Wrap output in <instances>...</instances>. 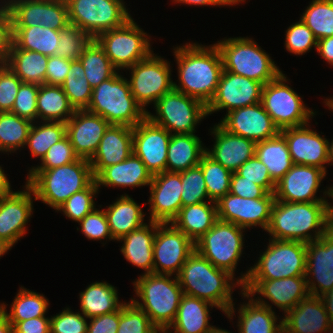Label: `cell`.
Wrapping results in <instances>:
<instances>
[{"label": "cell", "instance_id": "obj_1", "mask_svg": "<svg viewBox=\"0 0 333 333\" xmlns=\"http://www.w3.org/2000/svg\"><path fill=\"white\" fill-rule=\"evenodd\" d=\"M177 62L178 80L174 89L196 98L206 106L217 90L223 62L217 46L186 43L173 49Z\"/></svg>", "mask_w": 333, "mask_h": 333}, {"label": "cell", "instance_id": "obj_2", "mask_svg": "<svg viewBox=\"0 0 333 333\" xmlns=\"http://www.w3.org/2000/svg\"><path fill=\"white\" fill-rule=\"evenodd\" d=\"M330 202H283L275 200L267 232L271 239L310 243L332 226ZM313 233H312V232Z\"/></svg>", "mask_w": 333, "mask_h": 333}, {"label": "cell", "instance_id": "obj_3", "mask_svg": "<svg viewBox=\"0 0 333 333\" xmlns=\"http://www.w3.org/2000/svg\"><path fill=\"white\" fill-rule=\"evenodd\" d=\"M228 271L215 267L195 250L187 258L177 275L183 294L205 300L222 310L232 319L236 312L233 303V288L242 284L233 279ZM236 285V286H235Z\"/></svg>", "mask_w": 333, "mask_h": 333}, {"label": "cell", "instance_id": "obj_4", "mask_svg": "<svg viewBox=\"0 0 333 333\" xmlns=\"http://www.w3.org/2000/svg\"><path fill=\"white\" fill-rule=\"evenodd\" d=\"M27 175L26 184L34 192L33 199L54 210L95 180L89 160L82 158L52 169H29Z\"/></svg>", "mask_w": 333, "mask_h": 333}, {"label": "cell", "instance_id": "obj_5", "mask_svg": "<svg viewBox=\"0 0 333 333\" xmlns=\"http://www.w3.org/2000/svg\"><path fill=\"white\" fill-rule=\"evenodd\" d=\"M142 274L133 282L136 297L131 301L142 309L156 327H169L174 321L183 290L177 276Z\"/></svg>", "mask_w": 333, "mask_h": 333}, {"label": "cell", "instance_id": "obj_6", "mask_svg": "<svg viewBox=\"0 0 333 333\" xmlns=\"http://www.w3.org/2000/svg\"><path fill=\"white\" fill-rule=\"evenodd\" d=\"M86 111L100 115L110 125L135 127L147 115L131 93L127 78L118 72L92 90Z\"/></svg>", "mask_w": 333, "mask_h": 333}, {"label": "cell", "instance_id": "obj_7", "mask_svg": "<svg viewBox=\"0 0 333 333\" xmlns=\"http://www.w3.org/2000/svg\"><path fill=\"white\" fill-rule=\"evenodd\" d=\"M220 51L223 70L247 77L264 85L282 71L270 55L248 37L223 39L215 43Z\"/></svg>", "mask_w": 333, "mask_h": 333}, {"label": "cell", "instance_id": "obj_8", "mask_svg": "<svg viewBox=\"0 0 333 333\" xmlns=\"http://www.w3.org/2000/svg\"><path fill=\"white\" fill-rule=\"evenodd\" d=\"M267 249L258 262L238 279L242 285L247 280H275L305 276L306 243L300 241L269 239Z\"/></svg>", "mask_w": 333, "mask_h": 333}, {"label": "cell", "instance_id": "obj_9", "mask_svg": "<svg viewBox=\"0 0 333 333\" xmlns=\"http://www.w3.org/2000/svg\"><path fill=\"white\" fill-rule=\"evenodd\" d=\"M287 76L281 72L263 86L261 104L279 130L310 123L316 111L303 103L297 92L288 86Z\"/></svg>", "mask_w": 333, "mask_h": 333}, {"label": "cell", "instance_id": "obj_10", "mask_svg": "<svg viewBox=\"0 0 333 333\" xmlns=\"http://www.w3.org/2000/svg\"><path fill=\"white\" fill-rule=\"evenodd\" d=\"M149 38L147 32L130 18L123 26L100 33L95 40L118 71L132 67L154 52Z\"/></svg>", "mask_w": 333, "mask_h": 333}, {"label": "cell", "instance_id": "obj_11", "mask_svg": "<svg viewBox=\"0 0 333 333\" xmlns=\"http://www.w3.org/2000/svg\"><path fill=\"white\" fill-rule=\"evenodd\" d=\"M71 25L93 39L100 33L123 26L131 17L123 0H65Z\"/></svg>", "mask_w": 333, "mask_h": 333}, {"label": "cell", "instance_id": "obj_12", "mask_svg": "<svg viewBox=\"0 0 333 333\" xmlns=\"http://www.w3.org/2000/svg\"><path fill=\"white\" fill-rule=\"evenodd\" d=\"M154 108L156 115L147 112L146 117L171 135L195 133L198 123L208 116L204 103L175 89L164 94Z\"/></svg>", "mask_w": 333, "mask_h": 333}, {"label": "cell", "instance_id": "obj_13", "mask_svg": "<svg viewBox=\"0 0 333 333\" xmlns=\"http://www.w3.org/2000/svg\"><path fill=\"white\" fill-rule=\"evenodd\" d=\"M245 229L217 220L195 244V251L209 260L215 267L228 271L234 276L241 259Z\"/></svg>", "mask_w": 333, "mask_h": 333}, {"label": "cell", "instance_id": "obj_14", "mask_svg": "<svg viewBox=\"0 0 333 333\" xmlns=\"http://www.w3.org/2000/svg\"><path fill=\"white\" fill-rule=\"evenodd\" d=\"M126 70L131 71L130 80L127 79L131 93L146 113L148 104L155 105L164 94L174 89L170 62L157 54L151 53Z\"/></svg>", "mask_w": 333, "mask_h": 333}, {"label": "cell", "instance_id": "obj_15", "mask_svg": "<svg viewBox=\"0 0 333 333\" xmlns=\"http://www.w3.org/2000/svg\"><path fill=\"white\" fill-rule=\"evenodd\" d=\"M194 250V242L182 231L170 223L156 222L153 242V273L172 276L176 274L177 276Z\"/></svg>", "mask_w": 333, "mask_h": 333}, {"label": "cell", "instance_id": "obj_16", "mask_svg": "<svg viewBox=\"0 0 333 333\" xmlns=\"http://www.w3.org/2000/svg\"><path fill=\"white\" fill-rule=\"evenodd\" d=\"M274 202V193L256 199L227 193L216 202L217 216L219 220L231 222L243 229L259 226L266 231Z\"/></svg>", "mask_w": 333, "mask_h": 333}, {"label": "cell", "instance_id": "obj_17", "mask_svg": "<svg viewBox=\"0 0 333 333\" xmlns=\"http://www.w3.org/2000/svg\"><path fill=\"white\" fill-rule=\"evenodd\" d=\"M242 291L251 297L261 295L254 300L272 309V305L265 299H269L272 304L280 308L286 314L294 308L301 300L310 294L305 276H294L275 280H247L242 285ZM256 293V294H255Z\"/></svg>", "mask_w": 333, "mask_h": 333}, {"label": "cell", "instance_id": "obj_18", "mask_svg": "<svg viewBox=\"0 0 333 333\" xmlns=\"http://www.w3.org/2000/svg\"><path fill=\"white\" fill-rule=\"evenodd\" d=\"M263 83L222 71L214 97L207 105V114L226 109L230 112L237 108L261 102Z\"/></svg>", "mask_w": 333, "mask_h": 333}, {"label": "cell", "instance_id": "obj_19", "mask_svg": "<svg viewBox=\"0 0 333 333\" xmlns=\"http://www.w3.org/2000/svg\"><path fill=\"white\" fill-rule=\"evenodd\" d=\"M305 277L312 296L322 297L333 289V226L318 240L306 243Z\"/></svg>", "mask_w": 333, "mask_h": 333}, {"label": "cell", "instance_id": "obj_20", "mask_svg": "<svg viewBox=\"0 0 333 333\" xmlns=\"http://www.w3.org/2000/svg\"><path fill=\"white\" fill-rule=\"evenodd\" d=\"M171 134L145 117L133 127V153L152 175L166 171Z\"/></svg>", "mask_w": 333, "mask_h": 333}, {"label": "cell", "instance_id": "obj_21", "mask_svg": "<svg viewBox=\"0 0 333 333\" xmlns=\"http://www.w3.org/2000/svg\"><path fill=\"white\" fill-rule=\"evenodd\" d=\"M327 174L320 168L293 164L292 168L276 183L275 200L283 202H328L317 198L321 181Z\"/></svg>", "mask_w": 333, "mask_h": 333}, {"label": "cell", "instance_id": "obj_22", "mask_svg": "<svg viewBox=\"0 0 333 333\" xmlns=\"http://www.w3.org/2000/svg\"><path fill=\"white\" fill-rule=\"evenodd\" d=\"M149 186V221L171 223L182 207L181 173L164 171L155 174Z\"/></svg>", "mask_w": 333, "mask_h": 333}, {"label": "cell", "instance_id": "obj_23", "mask_svg": "<svg viewBox=\"0 0 333 333\" xmlns=\"http://www.w3.org/2000/svg\"><path fill=\"white\" fill-rule=\"evenodd\" d=\"M219 124L228 132L255 142L273 138L280 133L261 102L226 113Z\"/></svg>", "mask_w": 333, "mask_h": 333}, {"label": "cell", "instance_id": "obj_24", "mask_svg": "<svg viewBox=\"0 0 333 333\" xmlns=\"http://www.w3.org/2000/svg\"><path fill=\"white\" fill-rule=\"evenodd\" d=\"M285 138L293 164L308 165L327 173L328 139L310 129L309 123L280 130Z\"/></svg>", "mask_w": 333, "mask_h": 333}, {"label": "cell", "instance_id": "obj_25", "mask_svg": "<svg viewBox=\"0 0 333 333\" xmlns=\"http://www.w3.org/2000/svg\"><path fill=\"white\" fill-rule=\"evenodd\" d=\"M24 188L0 198V239L12 247L26 234V224L33 214L34 192L26 183Z\"/></svg>", "mask_w": 333, "mask_h": 333}, {"label": "cell", "instance_id": "obj_26", "mask_svg": "<svg viewBox=\"0 0 333 333\" xmlns=\"http://www.w3.org/2000/svg\"><path fill=\"white\" fill-rule=\"evenodd\" d=\"M110 124L100 115L84 110H75L66 122L68 136L75 154L90 160Z\"/></svg>", "mask_w": 333, "mask_h": 333}, {"label": "cell", "instance_id": "obj_27", "mask_svg": "<svg viewBox=\"0 0 333 333\" xmlns=\"http://www.w3.org/2000/svg\"><path fill=\"white\" fill-rule=\"evenodd\" d=\"M283 333H333L321 297L309 295L282 318Z\"/></svg>", "mask_w": 333, "mask_h": 333}, {"label": "cell", "instance_id": "obj_28", "mask_svg": "<svg viewBox=\"0 0 333 333\" xmlns=\"http://www.w3.org/2000/svg\"><path fill=\"white\" fill-rule=\"evenodd\" d=\"M210 132L215 142L211 150L206 147V153L232 173L255 156V141L230 133L219 123Z\"/></svg>", "mask_w": 333, "mask_h": 333}, {"label": "cell", "instance_id": "obj_29", "mask_svg": "<svg viewBox=\"0 0 333 333\" xmlns=\"http://www.w3.org/2000/svg\"><path fill=\"white\" fill-rule=\"evenodd\" d=\"M133 153V127L110 125L89 160L96 177L105 167L121 163Z\"/></svg>", "mask_w": 333, "mask_h": 333}, {"label": "cell", "instance_id": "obj_30", "mask_svg": "<svg viewBox=\"0 0 333 333\" xmlns=\"http://www.w3.org/2000/svg\"><path fill=\"white\" fill-rule=\"evenodd\" d=\"M153 175L141 161L132 153L121 163L105 167L96 177V183L105 187H141L148 186Z\"/></svg>", "mask_w": 333, "mask_h": 333}, {"label": "cell", "instance_id": "obj_31", "mask_svg": "<svg viewBox=\"0 0 333 333\" xmlns=\"http://www.w3.org/2000/svg\"><path fill=\"white\" fill-rule=\"evenodd\" d=\"M156 234V222L149 221L133 230L118 241H123L121 253L132 265L143 269V274L153 273V242Z\"/></svg>", "mask_w": 333, "mask_h": 333}, {"label": "cell", "instance_id": "obj_32", "mask_svg": "<svg viewBox=\"0 0 333 333\" xmlns=\"http://www.w3.org/2000/svg\"><path fill=\"white\" fill-rule=\"evenodd\" d=\"M215 307L211 303L197 297L183 294L176 317L168 327L170 333H208L210 325L209 308Z\"/></svg>", "mask_w": 333, "mask_h": 333}, {"label": "cell", "instance_id": "obj_33", "mask_svg": "<svg viewBox=\"0 0 333 333\" xmlns=\"http://www.w3.org/2000/svg\"><path fill=\"white\" fill-rule=\"evenodd\" d=\"M217 220L216 202L207 201L181 207L179 213L170 224L182 231L195 243L213 227Z\"/></svg>", "mask_w": 333, "mask_h": 333}, {"label": "cell", "instance_id": "obj_34", "mask_svg": "<svg viewBox=\"0 0 333 333\" xmlns=\"http://www.w3.org/2000/svg\"><path fill=\"white\" fill-rule=\"evenodd\" d=\"M241 293L248 302L238 308V333H283L282 319L276 324L278 318L274 310L257 303L242 289Z\"/></svg>", "mask_w": 333, "mask_h": 333}, {"label": "cell", "instance_id": "obj_35", "mask_svg": "<svg viewBox=\"0 0 333 333\" xmlns=\"http://www.w3.org/2000/svg\"><path fill=\"white\" fill-rule=\"evenodd\" d=\"M133 198L126 193L105 209L110 232L114 240L143 226L145 214Z\"/></svg>", "mask_w": 333, "mask_h": 333}, {"label": "cell", "instance_id": "obj_36", "mask_svg": "<svg viewBox=\"0 0 333 333\" xmlns=\"http://www.w3.org/2000/svg\"><path fill=\"white\" fill-rule=\"evenodd\" d=\"M202 144L195 133L172 134L168 145L166 171L181 172L199 165L206 152Z\"/></svg>", "mask_w": 333, "mask_h": 333}, {"label": "cell", "instance_id": "obj_37", "mask_svg": "<svg viewBox=\"0 0 333 333\" xmlns=\"http://www.w3.org/2000/svg\"><path fill=\"white\" fill-rule=\"evenodd\" d=\"M81 313L88 319L121 309L117 288L105 282H94L79 294Z\"/></svg>", "mask_w": 333, "mask_h": 333}, {"label": "cell", "instance_id": "obj_38", "mask_svg": "<svg viewBox=\"0 0 333 333\" xmlns=\"http://www.w3.org/2000/svg\"><path fill=\"white\" fill-rule=\"evenodd\" d=\"M12 43L18 48L39 52L45 56H55L59 47L60 30L43 26H12Z\"/></svg>", "mask_w": 333, "mask_h": 333}, {"label": "cell", "instance_id": "obj_39", "mask_svg": "<svg viewBox=\"0 0 333 333\" xmlns=\"http://www.w3.org/2000/svg\"><path fill=\"white\" fill-rule=\"evenodd\" d=\"M255 157L266 165L275 183L293 166L286 140L280 133L273 138L256 142Z\"/></svg>", "mask_w": 333, "mask_h": 333}, {"label": "cell", "instance_id": "obj_40", "mask_svg": "<svg viewBox=\"0 0 333 333\" xmlns=\"http://www.w3.org/2000/svg\"><path fill=\"white\" fill-rule=\"evenodd\" d=\"M48 56L39 52L18 49L13 43L4 63L22 82L45 84Z\"/></svg>", "mask_w": 333, "mask_h": 333}, {"label": "cell", "instance_id": "obj_41", "mask_svg": "<svg viewBox=\"0 0 333 333\" xmlns=\"http://www.w3.org/2000/svg\"><path fill=\"white\" fill-rule=\"evenodd\" d=\"M37 120L67 122L75 109L61 86L39 85L37 94Z\"/></svg>", "mask_w": 333, "mask_h": 333}, {"label": "cell", "instance_id": "obj_42", "mask_svg": "<svg viewBox=\"0 0 333 333\" xmlns=\"http://www.w3.org/2000/svg\"><path fill=\"white\" fill-rule=\"evenodd\" d=\"M18 291L11 304L9 313L6 310V305L8 304H0V309L13 327L18 322L46 315L49 301L44 295L27 290L24 286H21Z\"/></svg>", "mask_w": 333, "mask_h": 333}, {"label": "cell", "instance_id": "obj_43", "mask_svg": "<svg viewBox=\"0 0 333 333\" xmlns=\"http://www.w3.org/2000/svg\"><path fill=\"white\" fill-rule=\"evenodd\" d=\"M89 85L94 88L101 82L113 77L117 69L110 62L104 49L93 39L79 58Z\"/></svg>", "mask_w": 333, "mask_h": 333}, {"label": "cell", "instance_id": "obj_44", "mask_svg": "<svg viewBox=\"0 0 333 333\" xmlns=\"http://www.w3.org/2000/svg\"><path fill=\"white\" fill-rule=\"evenodd\" d=\"M32 124L12 112H0V151L12 153L25 148Z\"/></svg>", "mask_w": 333, "mask_h": 333}, {"label": "cell", "instance_id": "obj_45", "mask_svg": "<svg viewBox=\"0 0 333 333\" xmlns=\"http://www.w3.org/2000/svg\"><path fill=\"white\" fill-rule=\"evenodd\" d=\"M37 122H33L25 146L33 157L42 160L50 147L66 136V123L43 121L38 126Z\"/></svg>", "mask_w": 333, "mask_h": 333}, {"label": "cell", "instance_id": "obj_46", "mask_svg": "<svg viewBox=\"0 0 333 333\" xmlns=\"http://www.w3.org/2000/svg\"><path fill=\"white\" fill-rule=\"evenodd\" d=\"M61 87L75 110H84L88 107L93 88L85 77L84 68L79 59L71 61L70 69Z\"/></svg>", "mask_w": 333, "mask_h": 333}, {"label": "cell", "instance_id": "obj_47", "mask_svg": "<svg viewBox=\"0 0 333 333\" xmlns=\"http://www.w3.org/2000/svg\"><path fill=\"white\" fill-rule=\"evenodd\" d=\"M301 20L317 40L333 36V0H312Z\"/></svg>", "mask_w": 333, "mask_h": 333}, {"label": "cell", "instance_id": "obj_48", "mask_svg": "<svg viewBox=\"0 0 333 333\" xmlns=\"http://www.w3.org/2000/svg\"><path fill=\"white\" fill-rule=\"evenodd\" d=\"M201 166L209 199L217 202L230 190L232 172L212 159L206 152L201 157Z\"/></svg>", "mask_w": 333, "mask_h": 333}, {"label": "cell", "instance_id": "obj_49", "mask_svg": "<svg viewBox=\"0 0 333 333\" xmlns=\"http://www.w3.org/2000/svg\"><path fill=\"white\" fill-rule=\"evenodd\" d=\"M98 191L94 180L87 188L71 195L56 211H62L67 218L79 222L96 208L94 197Z\"/></svg>", "mask_w": 333, "mask_h": 333}, {"label": "cell", "instance_id": "obj_50", "mask_svg": "<svg viewBox=\"0 0 333 333\" xmlns=\"http://www.w3.org/2000/svg\"><path fill=\"white\" fill-rule=\"evenodd\" d=\"M92 40L93 38L87 32L69 24L60 30L59 47L55 49V55L71 61L77 60Z\"/></svg>", "mask_w": 333, "mask_h": 333}, {"label": "cell", "instance_id": "obj_51", "mask_svg": "<svg viewBox=\"0 0 333 333\" xmlns=\"http://www.w3.org/2000/svg\"><path fill=\"white\" fill-rule=\"evenodd\" d=\"M182 207L211 201L207 194L206 183L200 165L181 171Z\"/></svg>", "mask_w": 333, "mask_h": 333}, {"label": "cell", "instance_id": "obj_52", "mask_svg": "<svg viewBox=\"0 0 333 333\" xmlns=\"http://www.w3.org/2000/svg\"><path fill=\"white\" fill-rule=\"evenodd\" d=\"M9 8L12 26H38L43 16V0H4Z\"/></svg>", "mask_w": 333, "mask_h": 333}, {"label": "cell", "instance_id": "obj_53", "mask_svg": "<svg viewBox=\"0 0 333 333\" xmlns=\"http://www.w3.org/2000/svg\"><path fill=\"white\" fill-rule=\"evenodd\" d=\"M155 327L148 315L131 300L120 309L117 333H149Z\"/></svg>", "mask_w": 333, "mask_h": 333}, {"label": "cell", "instance_id": "obj_54", "mask_svg": "<svg viewBox=\"0 0 333 333\" xmlns=\"http://www.w3.org/2000/svg\"><path fill=\"white\" fill-rule=\"evenodd\" d=\"M285 35V48L290 53L303 55L312 47L317 48L318 40L301 18L287 28Z\"/></svg>", "mask_w": 333, "mask_h": 333}, {"label": "cell", "instance_id": "obj_55", "mask_svg": "<svg viewBox=\"0 0 333 333\" xmlns=\"http://www.w3.org/2000/svg\"><path fill=\"white\" fill-rule=\"evenodd\" d=\"M39 85L22 82L15 99L12 113L32 122L37 120V94Z\"/></svg>", "mask_w": 333, "mask_h": 333}, {"label": "cell", "instance_id": "obj_56", "mask_svg": "<svg viewBox=\"0 0 333 333\" xmlns=\"http://www.w3.org/2000/svg\"><path fill=\"white\" fill-rule=\"evenodd\" d=\"M86 319L79 311L76 313L67 307L50 317V333H87Z\"/></svg>", "mask_w": 333, "mask_h": 333}, {"label": "cell", "instance_id": "obj_57", "mask_svg": "<svg viewBox=\"0 0 333 333\" xmlns=\"http://www.w3.org/2000/svg\"><path fill=\"white\" fill-rule=\"evenodd\" d=\"M21 83V79L9 66L0 62V112L12 111Z\"/></svg>", "mask_w": 333, "mask_h": 333}, {"label": "cell", "instance_id": "obj_58", "mask_svg": "<svg viewBox=\"0 0 333 333\" xmlns=\"http://www.w3.org/2000/svg\"><path fill=\"white\" fill-rule=\"evenodd\" d=\"M79 157L75 154L73 146L66 135L63 139L50 147L40 166L31 169H52L76 161Z\"/></svg>", "mask_w": 333, "mask_h": 333}, {"label": "cell", "instance_id": "obj_59", "mask_svg": "<svg viewBox=\"0 0 333 333\" xmlns=\"http://www.w3.org/2000/svg\"><path fill=\"white\" fill-rule=\"evenodd\" d=\"M80 223V224H79ZM81 232L90 240H114L104 210L95 208L78 222Z\"/></svg>", "mask_w": 333, "mask_h": 333}, {"label": "cell", "instance_id": "obj_60", "mask_svg": "<svg viewBox=\"0 0 333 333\" xmlns=\"http://www.w3.org/2000/svg\"><path fill=\"white\" fill-rule=\"evenodd\" d=\"M236 172L261 186L267 193H274L276 183L271 179L266 165L255 156L248 159Z\"/></svg>", "mask_w": 333, "mask_h": 333}, {"label": "cell", "instance_id": "obj_61", "mask_svg": "<svg viewBox=\"0 0 333 333\" xmlns=\"http://www.w3.org/2000/svg\"><path fill=\"white\" fill-rule=\"evenodd\" d=\"M65 0H43V16L40 26L62 30L69 25Z\"/></svg>", "mask_w": 333, "mask_h": 333}, {"label": "cell", "instance_id": "obj_62", "mask_svg": "<svg viewBox=\"0 0 333 333\" xmlns=\"http://www.w3.org/2000/svg\"><path fill=\"white\" fill-rule=\"evenodd\" d=\"M0 4V62H5L12 45V19L6 2Z\"/></svg>", "mask_w": 333, "mask_h": 333}, {"label": "cell", "instance_id": "obj_63", "mask_svg": "<svg viewBox=\"0 0 333 333\" xmlns=\"http://www.w3.org/2000/svg\"><path fill=\"white\" fill-rule=\"evenodd\" d=\"M229 193L248 199L262 198L268 194L261 186L240 176L237 172L232 173Z\"/></svg>", "mask_w": 333, "mask_h": 333}, {"label": "cell", "instance_id": "obj_64", "mask_svg": "<svg viewBox=\"0 0 333 333\" xmlns=\"http://www.w3.org/2000/svg\"><path fill=\"white\" fill-rule=\"evenodd\" d=\"M71 66V60L58 56H49L46 68L45 84L61 86Z\"/></svg>", "mask_w": 333, "mask_h": 333}, {"label": "cell", "instance_id": "obj_65", "mask_svg": "<svg viewBox=\"0 0 333 333\" xmlns=\"http://www.w3.org/2000/svg\"><path fill=\"white\" fill-rule=\"evenodd\" d=\"M120 309L109 314L90 318L87 333H117Z\"/></svg>", "mask_w": 333, "mask_h": 333}, {"label": "cell", "instance_id": "obj_66", "mask_svg": "<svg viewBox=\"0 0 333 333\" xmlns=\"http://www.w3.org/2000/svg\"><path fill=\"white\" fill-rule=\"evenodd\" d=\"M13 329L14 333H50V318H31L18 322Z\"/></svg>", "mask_w": 333, "mask_h": 333}, {"label": "cell", "instance_id": "obj_67", "mask_svg": "<svg viewBox=\"0 0 333 333\" xmlns=\"http://www.w3.org/2000/svg\"><path fill=\"white\" fill-rule=\"evenodd\" d=\"M316 49L321 58L333 66V36L318 40Z\"/></svg>", "mask_w": 333, "mask_h": 333}, {"label": "cell", "instance_id": "obj_68", "mask_svg": "<svg viewBox=\"0 0 333 333\" xmlns=\"http://www.w3.org/2000/svg\"><path fill=\"white\" fill-rule=\"evenodd\" d=\"M14 191L11 190L10 182L4 173V170L0 166V198L9 196Z\"/></svg>", "mask_w": 333, "mask_h": 333}, {"label": "cell", "instance_id": "obj_69", "mask_svg": "<svg viewBox=\"0 0 333 333\" xmlns=\"http://www.w3.org/2000/svg\"><path fill=\"white\" fill-rule=\"evenodd\" d=\"M321 299L324 302L327 314L329 315V319L333 324V289L323 295Z\"/></svg>", "mask_w": 333, "mask_h": 333}, {"label": "cell", "instance_id": "obj_70", "mask_svg": "<svg viewBox=\"0 0 333 333\" xmlns=\"http://www.w3.org/2000/svg\"><path fill=\"white\" fill-rule=\"evenodd\" d=\"M175 3H184L188 5L197 6H220L217 0H173Z\"/></svg>", "mask_w": 333, "mask_h": 333}, {"label": "cell", "instance_id": "obj_71", "mask_svg": "<svg viewBox=\"0 0 333 333\" xmlns=\"http://www.w3.org/2000/svg\"><path fill=\"white\" fill-rule=\"evenodd\" d=\"M0 333H14L13 326L8 321L4 312L0 309Z\"/></svg>", "mask_w": 333, "mask_h": 333}, {"label": "cell", "instance_id": "obj_72", "mask_svg": "<svg viewBox=\"0 0 333 333\" xmlns=\"http://www.w3.org/2000/svg\"><path fill=\"white\" fill-rule=\"evenodd\" d=\"M327 164L333 165V139L332 141H328V156H327Z\"/></svg>", "mask_w": 333, "mask_h": 333}, {"label": "cell", "instance_id": "obj_73", "mask_svg": "<svg viewBox=\"0 0 333 333\" xmlns=\"http://www.w3.org/2000/svg\"><path fill=\"white\" fill-rule=\"evenodd\" d=\"M11 247L7 242L0 239V257H2L4 254L8 252V250H11Z\"/></svg>", "mask_w": 333, "mask_h": 333}, {"label": "cell", "instance_id": "obj_74", "mask_svg": "<svg viewBox=\"0 0 333 333\" xmlns=\"http://www.w3.org/2000/svg\"><path fill=\"white\" fill-rule=\"evenodd\" d=\"M220 6H230V5H238L239 3L246 2V0H217Z\"/></svg>", "mask_w": 333, "mask_h": 333}, {"label": "cell", "instance_id": "obj_75", "mask_svg": "<svg viewBox=\"0 0 333 333\" xmlns=\"http://www.w3.org/2000/svg\"><path fill=\"white\" fill-rule=\"evenodd\" d=\"M149 333H170V331L167 327H155Z\"/></svg>", "mask_w": 333, "mask_h": 333}, {"label": "cell", "instance_id": "obj_76", "mask_svg": "<svg viewBox=\"0 0 333 333\" xmlns=\"http://www.w3.org/2000/svg\"><path fill=\"white\" fill-rule=\"evenodd\" d=\"M208 333H232V332L213 326Z\"/></svg>", "mask_w": 333, "mask_h": 333}]
</instances>
